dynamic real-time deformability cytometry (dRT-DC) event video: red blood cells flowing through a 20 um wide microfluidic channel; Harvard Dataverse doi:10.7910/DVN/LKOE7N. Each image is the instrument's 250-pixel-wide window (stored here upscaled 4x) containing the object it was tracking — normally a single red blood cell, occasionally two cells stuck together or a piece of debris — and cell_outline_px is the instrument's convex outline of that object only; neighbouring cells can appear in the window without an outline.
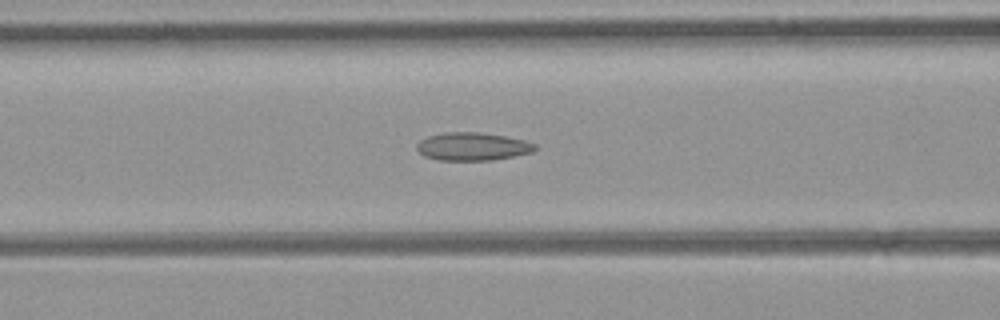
{"species": "common noctule bat (a hibernating species)", "species_latin": "Nyctalus noctula", "temperature_condition": "room temperature", "stored_images_in_passage": 36, "camera_frame_rate_fps": 3000, "um_per_image_px": 0.085, "animal": {"sex": "female", "body_mass_g": 21.9}, "frame": {"image": 1, "passage_image": 17, "time_ms": 5.333, "image_size_px": [1000, 320], "cell_outline_px": [[536, 148], [532, 152], [492, 160], [440, 160], [424, 156], [416, 148], [416, 144], [420, 140], [428, 136], [448, 132], [480, 132], [504, 136], [524, 140], [536, 144]], "centroid_in_image_um": [40.15, 12.45], "position_along_channel_um": 126.5, "area_um2": 19.13}}
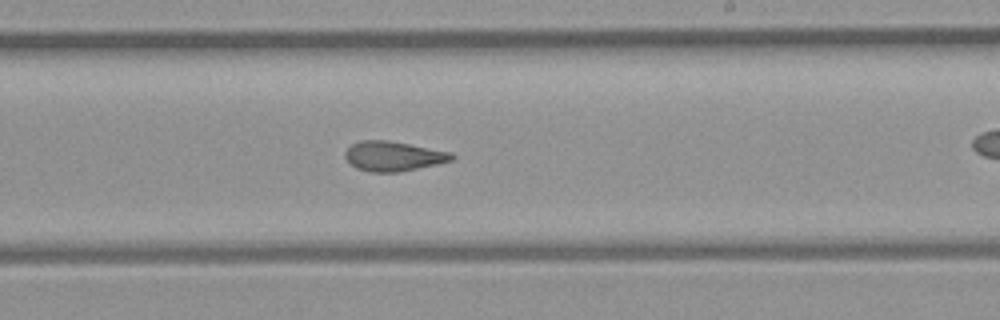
{"frame": {"image": 2, "passage_image": 26, "time_ms": 8.333, "image_size_px": [1000, 320], "cell_outline_px": [[456, 156], [452, 160], [436, 164], [400, 172], [368, 172], [356, 168], [344, 156], [344, 152], [352, 144], [360, 140], [388, 140], [452, 152]], "centroid_in_image_um": [33.43, 13.27], "position_along_channel_um": 255.6, "area_um2": 18.5}}
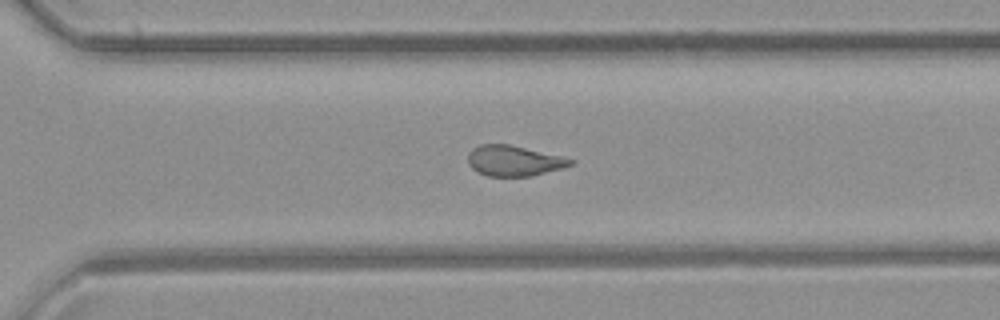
{"frame": {"image": 3, "passage_image": 31, "time_ms": 10.0, "image_size_px": [1000, 320], "cell_outline_px": [[572, 164], [564, 168], [532, 176], [488, 176], [476, 172], [468, 164], [468, 152], [472, 148], [480, 144], [508, 144], [560, 156], [572, 160]], "centroid_in_image_um": [43.63, 13.67], "position_along_channel_um": 327.0, "area_um2": 18.15}}